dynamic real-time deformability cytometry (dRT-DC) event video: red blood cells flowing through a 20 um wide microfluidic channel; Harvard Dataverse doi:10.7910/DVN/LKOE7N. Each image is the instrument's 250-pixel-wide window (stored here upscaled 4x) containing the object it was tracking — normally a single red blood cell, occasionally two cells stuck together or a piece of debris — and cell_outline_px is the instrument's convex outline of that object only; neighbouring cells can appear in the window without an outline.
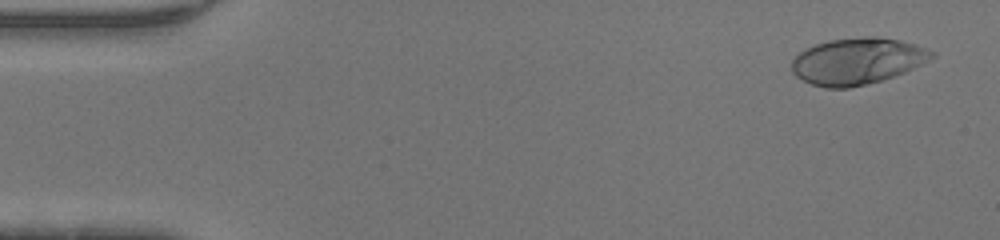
{"species": "human", "species_latin": "Homo sapiens", "temperature_condition": "warm", "stored_images_in_passage": 46, "camera_frame_rate_fps": 3000, "um_per_image_px": 0.085, "donor": {"sex": "male"}, "frame": {"image": 1, "passage_image": 2, "time_ms": 0.333, "image_size_px": [1000, 240], "cell_outline_px": [[936, 56], [904, 72], [880, 80], [848, 88], [824, 88], [812, 84], [796, 76], [792, 72], [792, 60], [800, 52], [816, 44], [828, 40], [864, 36], [876, 36], [900, 40], [928, 48], [936, 52]], "centroid_in_image_um": [72.88, 5.18], "position_along_channel_um": 12.1, "area_um2": 37.69}}
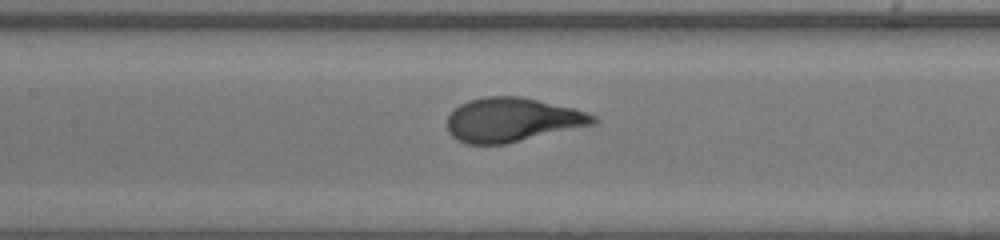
{"frame": {"image": 2, "passage_image": 21, "time_ms": 6.667, "image_size_px": [1000, 240], "cell_outline_px": [[600, 120], [596, 124], [504, 144], [464, 144], [456, 140], [448, 132], [448, 116], [460, 104], [468, 100], [484, 96], [520, 96], [572, 108], [588, 112], [596, 116]], "centroid_in_image_um": [43.54, 10.19], "position_along_channel_um": 163.9, "area_um2": 37.51}}
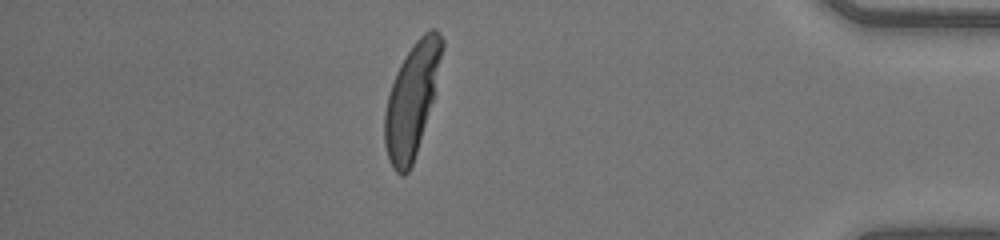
{"frame": {"image": 3, "passage_image": 40, "time_ms": 13.0, "image_size_px": [1000, 240], "cell_outline_px": [[444, 44], [432, 100], [416, 152], [412, 164], [408, 172], [404, 176], [400, 176], [392, 168], [388, 160], [384, 144], [384, 112], [388, 96], [396, 72], [400, 64], [416, 40], [424, 32], [432, 28], [436, 28], [440, 32], [444, 40]], "centroid_in_image_um": [34.98, 8.5], "position_along_channel_um": 400.2, "area_um2": 37.05}}